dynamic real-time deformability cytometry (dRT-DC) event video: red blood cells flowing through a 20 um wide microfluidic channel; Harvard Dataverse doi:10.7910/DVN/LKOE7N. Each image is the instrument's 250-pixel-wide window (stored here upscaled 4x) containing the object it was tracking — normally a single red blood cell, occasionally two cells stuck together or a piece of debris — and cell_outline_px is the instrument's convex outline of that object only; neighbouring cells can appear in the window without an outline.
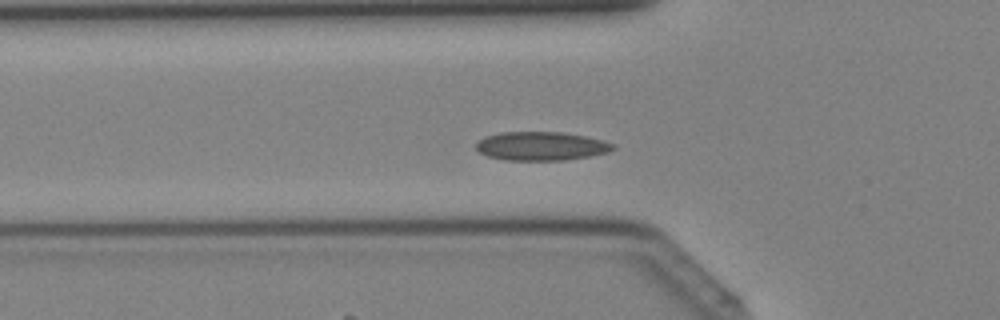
{"species": "Egyptian fruit bat (a non-hibernating species)", "species_latin": "Rousettus aegyptiacus", "temperature_condition": "cold", "stored_images_in_passage": 40, "camera_frame_rate_fps": 3000, "um_per_image_px": 0.085, "animal": {"sex": "female"}, "frame": {"image": 1, "passage_image": 13, "time_ms": 4.0, "image_size_px": [1000, 320], "cell_outline_px": [[616, 148], [608, 152], [592, 156], [564, 160], [504, 160], [488, 156], [480, 152], [476, 148], [476, 144], [484, 136], [500, 132], [560, 132], [584, 136], [604, 140], [616, 144]], "centroid_in_image_um": [46.03, 12.42], "position_along_channel_um": 79.8, "area_um2": 23.0}}
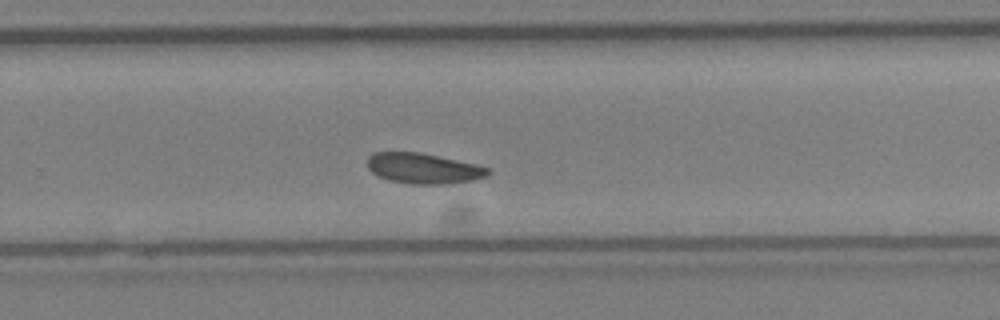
{"frame": {"image": 2, "passage_image": 26, "time_ms": 8.333, "image_size_px": [1000, 320], "cell_outline_px": [[492, 172], [488, 176], [472, 180], [452, 184], [412, 184], [388, 180], [376, 176], [368, 168], [368, 156], [372, 152], [420, 152], [476, 164], [488, 168]], "centroid_in_image_um": [35.99, 14.32], "position_along_channel_um": 293.8, "area_um2": 21.62}}
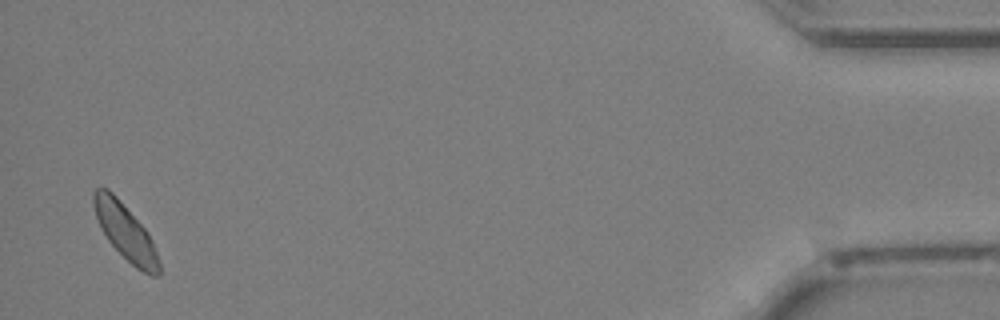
{"frame": {"image": 3, "passage_image": 39, "time_ms": 12.667, "image_size_px": [1000, 320], "cell_outline_px": [[160, 276], [152, 276], [136, 268], [108, 240], [96, 216], [92, 200], [92, 192], [96, 188], [108, 188], [116, 196], [148, 232], [156, 252], [160, 264]], "centroid_in_image_um": [10.66, 19.7], "position_along_channel_um": 424.5, "area_um2": 20.75}}